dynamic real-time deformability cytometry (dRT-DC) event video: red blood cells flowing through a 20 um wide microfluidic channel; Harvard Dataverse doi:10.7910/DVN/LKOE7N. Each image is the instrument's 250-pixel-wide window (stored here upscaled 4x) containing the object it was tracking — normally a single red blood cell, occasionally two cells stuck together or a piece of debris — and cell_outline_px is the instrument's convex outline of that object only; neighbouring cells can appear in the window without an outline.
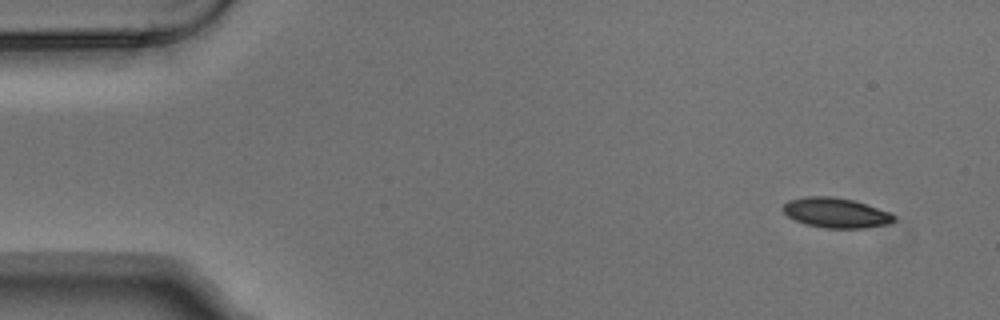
{"species": "Egyptian fruit bat (a non-hibernating species)", "species_latin": "Rousettus aegyptiacus", "temperature_condition": "warm", "stored_images_in_passage": 6, "camera_frame_rate_fps": 3000, "um_per_image_px": 0.085, "animal": {"sex": "male"}, "frame": {"image": 1, "passage_image": 1, "time_ms": 0.0, "image_size_px": [1000, 320], "cell_outline_px": [[896, 220], [888, 224], [864, 228], [824, 228], [804, 224], [788, 216], [784, 212], [784, 204], [788, 200], [804, 196], [832, 196], [852, 200], [888, 212], [896, 216]], "centroid_in_image_um": [71.03, 18.09], "position_along_channel_um": 14.0, "area_um2": 19.25}}
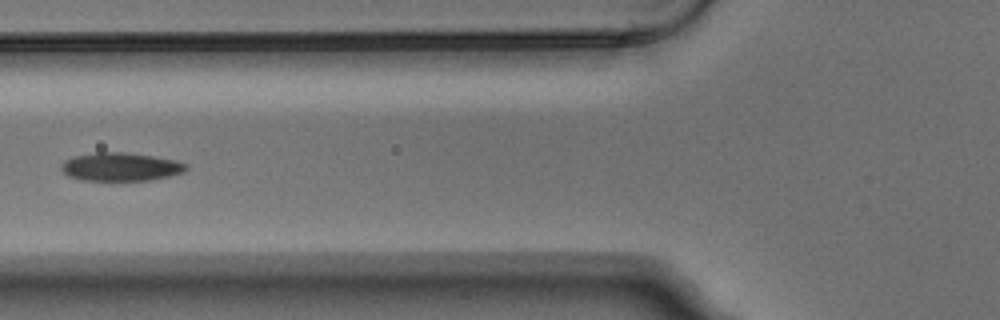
{"frame": {"image": 2, "passage_image": 5, "time_ms": 1.333, "image_size_px": [1000, 320], "cell_outline_px": [[188, 168], [184, 172], [152, 180], [80, 180], [68, 176], [60, 168], [60, 164], [64, 160], [72, 156], [96, 152], [124, 152], [152, 156], [176, 160], [188, 164]], "centroid_in_image_um": [10.23, 14.17], "position_along_channel_um": 115.6, "area_um2": 20.75}}
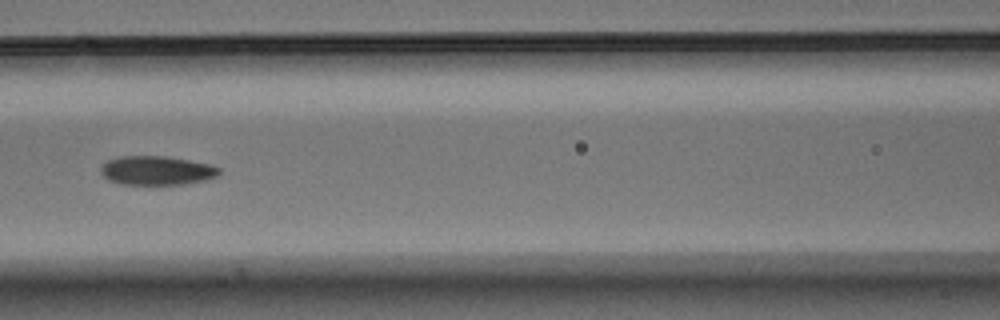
{"frame": {"image": 3, "passage_image": 6, "time_ms": 1.667, "image_size_px": [1000, 320], "cell_outline_px": [[220, 176], [204, 180], [184, 184], [120, 184], [108, 180], [100, 172], [100, 168], [108, 160], [120, 156], [164, 156], [212, 164], [220, 168]], "centroid_in_image_um": [13.34, 14.49], "position_along_channel_um": 153.3, "area_um2": 20.06}}